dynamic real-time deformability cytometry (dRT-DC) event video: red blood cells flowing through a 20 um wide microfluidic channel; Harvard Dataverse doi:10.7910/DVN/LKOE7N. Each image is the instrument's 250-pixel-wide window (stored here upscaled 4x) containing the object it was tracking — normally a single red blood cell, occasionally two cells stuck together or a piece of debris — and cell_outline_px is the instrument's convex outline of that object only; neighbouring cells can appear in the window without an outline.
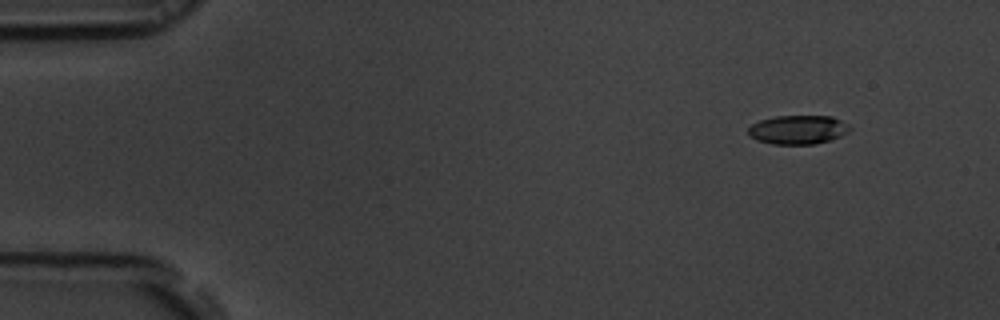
{"species": "common noctule bat (a hibernating species)", "species_latin": "Nyctalus noctula", "temperature_condition": "room temperature", "stored_images_in_passage": 12, "camera_frame_rate_fps": 3000, "um_per_image_px": 0.085, "animal": {"sex": "male", "body_mass_g": 19.5, "forearm_length_mm": 54.6}, "frame": {"image": 1, "passage_image": 1, "time_ms": 0.0, "image_size_px": [1000, 320], "cell_outline_px": [[852, 128], [848, 132], [840, 136], [816, 144], [772, 144], [756, 140], [748, 136], [748, 128], [752, 124], [760, 120], [776, 116], [832, 116], [848, 124]], "centroid_in_image_um": [67.81, 11.02], "position_along_channel_um": 17.2, "area_um2": 17.17}}
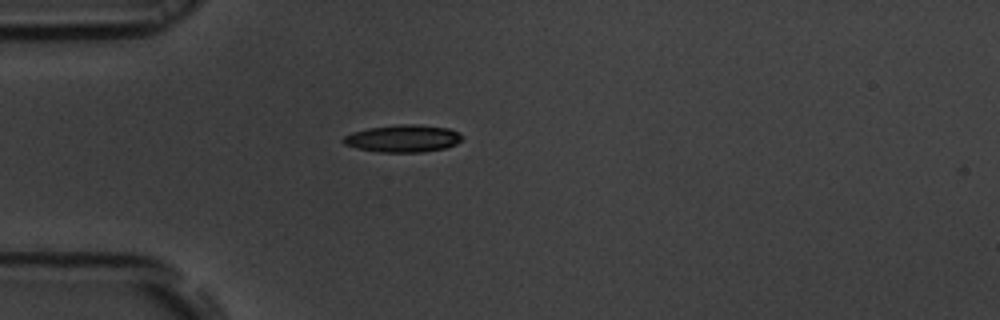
{"frame": {"image": 2, "passage_image": 11, "time_ms": 3.333, "image_size_px": [1000, 320], "cell_outline_px": [[464, 136], [456, 144], [444, 148], [420, 152], [380, 152], [356, 148], [344, 144], [340, 140], [344, 136], [352, 132], [368, 128], [400, 124], [416, 124], [448, 128], [460, 132]], "centroid_in_image_um": [34.24, 11.76], "position_along_channel_um": 50.8, "area_um2": 18.96}}